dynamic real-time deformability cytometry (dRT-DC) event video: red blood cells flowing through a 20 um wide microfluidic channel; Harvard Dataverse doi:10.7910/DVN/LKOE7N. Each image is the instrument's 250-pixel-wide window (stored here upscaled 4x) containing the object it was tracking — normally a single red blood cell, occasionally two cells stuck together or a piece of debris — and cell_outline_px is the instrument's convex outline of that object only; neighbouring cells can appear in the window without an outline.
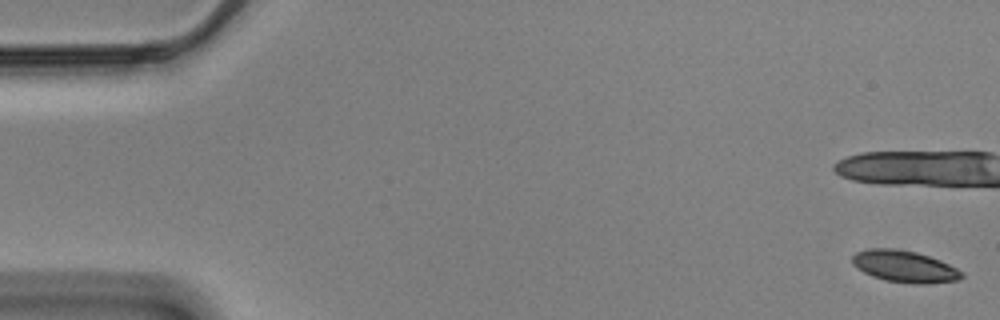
{"species": "Egyptian fruit bat (a non-hibernating species)", "species_latin": "Rousettus aegyptiacus", "temperature_condition": "cold", "stored_images_in_passage": 16, "camera_frame_rate_fps": 3000, "um_per_image_px": 0.085, "animal": {"sex": "male"}, "frame": {"image": 1, "passage_image": 1, "time_ms": 0.0, "image_size_px": [1000, 320], "cell_outline_px": [[964, 276], [960, 280], [924, 284], [912, 284], [884, 280], [872, 276], [856, 268], [852, 264], [852, 256], [856, 252], [872, 248], [896, 248], [916, 252], [940, 260], [964, 272]], "centroid_in_image_um": [76.89, 22.65], "position_along_channel_um": 8.1, "area_um2": 20.4}}